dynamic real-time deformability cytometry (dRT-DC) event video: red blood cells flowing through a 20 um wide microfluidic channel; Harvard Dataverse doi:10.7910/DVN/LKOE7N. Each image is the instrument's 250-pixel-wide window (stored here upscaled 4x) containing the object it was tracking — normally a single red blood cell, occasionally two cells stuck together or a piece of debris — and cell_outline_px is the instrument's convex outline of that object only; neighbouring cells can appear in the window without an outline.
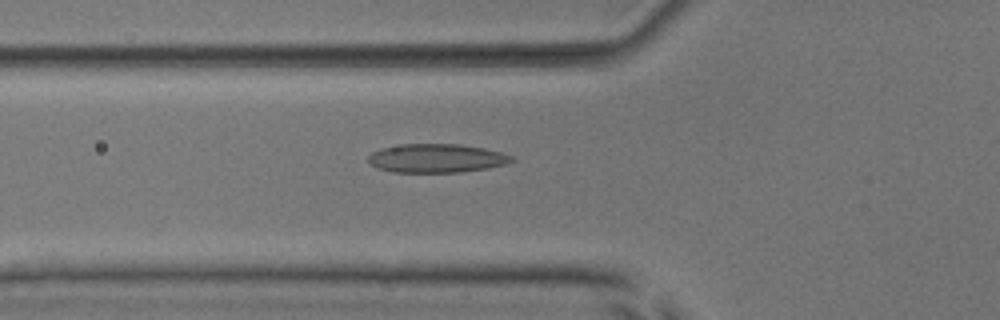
{"species": "common noctule bat (a hibernating species)", "species_latin": "Nyctalus noctula", "temperature_condition": "room temperature", "stored_images_in_passage": 38, "camera_frame_rate_fps": 3000, "um_per_image_px": 0.085, "animal": {"sex": "male", "body_mass_g": 17.9, "forearm_length_mm": 54.2}, "frame": {"image": 1, "passage_image": 5, "time_ms": 1.333, "image_size_px": [1000, 320], "cell_outline_px": [[516, 160], [504, 164], [488, 168], [460, 172], [392, 172], [380, 168], [372, 164], [368, 160], [368, 156], [372, 152], [380, 148], [404, 144], [460, 144], [484, 148], [500, 152], [512, 156]], "centroid_in_image_um": [37.12, 13.45], "position_along_channel_um": 88.7, "area_um2": 23.87}}
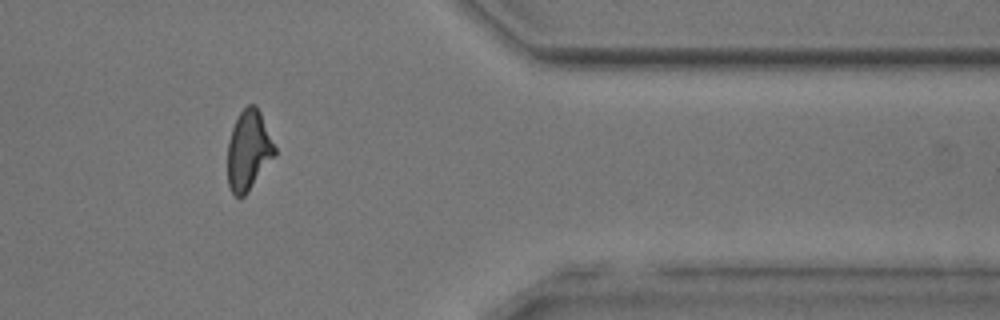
{"frame": {"image": 2, "passage_image": 29, "time_ms": 9.333, "image_size_px": [1000, 320], "cell_outline_px": [[276, 156], [248, 192], [244, 196], [236, 196], [232, 192], [228, 184], [228, 140], [232, 128], [240, 112], [248, 104], [256, 104], [260, 112], [276, 148]], "centroid_in_image_um": [21.14, 12.79], "position_along_channel_um": 390.3, "area_um2": 21.96}}
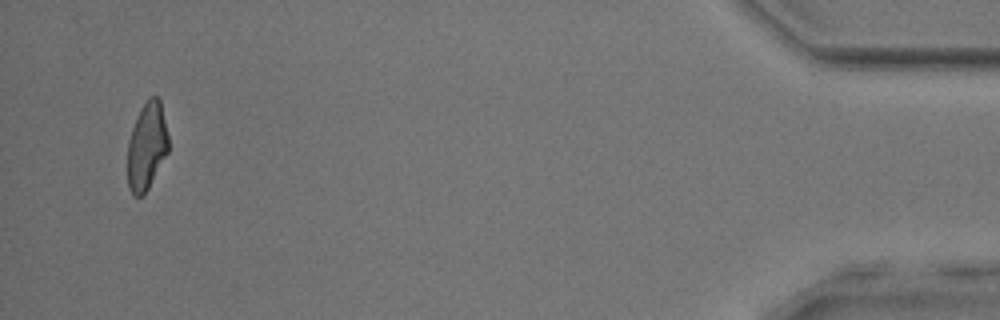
{"frame": {"image": 3, "passage_image": 36, "time_ms": 11.667, "image_size_px": [1000, 320], "cell_outline_px": [[168, 152], [148, 188], [140, 196], [132, 196], [128, 188], [128, 140], [136, 116], [140, 108], [148, 96], [156, 96], [160, 100], [168, 136]], "centroid_in_image_um": [12.46, 12.4], "position_along_channel_um": 422.7, "area_um2": 20.81}, "authors_computed_cell_mechanics": {"area_um2": 22.2241, "velocity_mm_per_s": 4.0015, "shape_relaxation_time_tau1_ms": null, "shape_relaxation_time_tau2_ms": 1.8772, "deformation_change_tau1": null, "deformation_change_tau2": 0.1081}}